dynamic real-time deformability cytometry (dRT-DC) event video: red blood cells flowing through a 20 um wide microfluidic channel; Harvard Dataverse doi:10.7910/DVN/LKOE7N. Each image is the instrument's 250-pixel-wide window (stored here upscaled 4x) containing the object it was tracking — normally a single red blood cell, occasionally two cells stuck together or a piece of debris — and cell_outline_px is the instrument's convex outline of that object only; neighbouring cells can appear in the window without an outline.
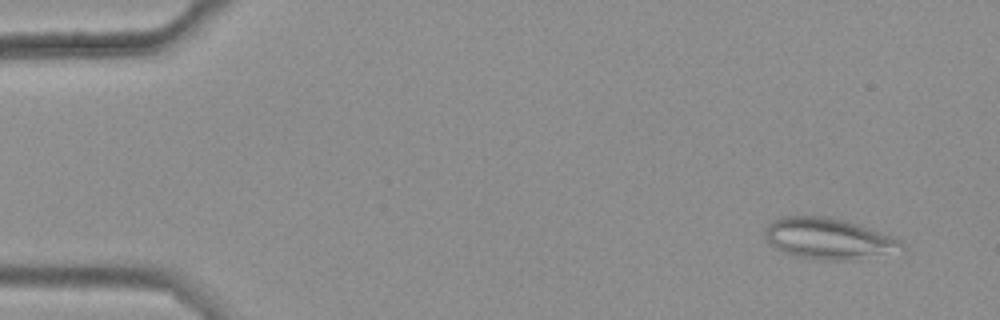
{"species": "common noctule bat (a hibernating species)", "species_latin": "Nyctalus noctula", "temperature_condition": "warm", "stored_images_in_passage": 46, "camera_frame_rate_fps": 3000, "um_per_image_px": 0.085, "animal": {"sex": "female", "body_mass_g": 25.1}, "frame": {"image": 1, "passage_image": 2, "time_ms": 0.333, "image_size_px": [1000, 320], "cell_outline_px": [[904, 252], [852, 260], [824, 260], [800, 256], [776, 248], [764, 236], [764, 228], [772, 220], [780, 216], [820, 216], [840, 220], [856, 224], [892, 236], [900, 240], [904, 244]], "centroid_in_image_um": [70.47, 20.29], "position_along_channel_um": 14.5, "area_um2": 32.48}}
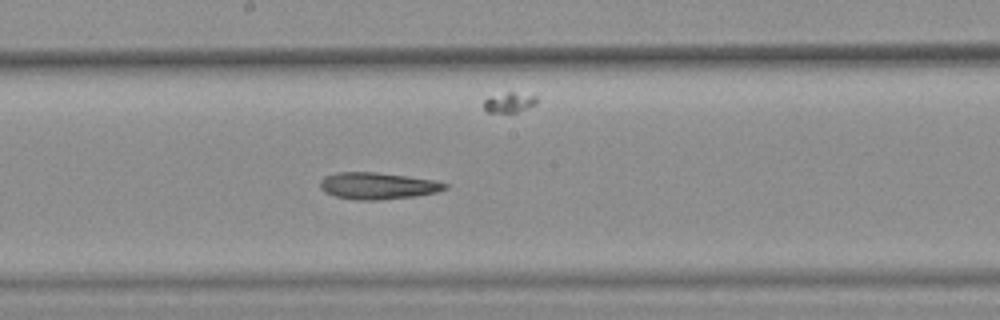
{"frame": {"image": 2, "passage_image": 28, "time_ms": 9.0, "image_size_px": [1000, 320], "cell_outline_px": [[448, 188], [436, 192], [416, 196], [380, 200], [356, 200], [336, 196], [324, 192], [320, 188], [320, 180], [324, 176], [336, 172], [376, 172], [408, 176], [432, 180], [448, 184]], "centroid_in_image_um": [32.07, 15.79], "position_along_channel_um": 216.1, "area_um2": 19.54}}
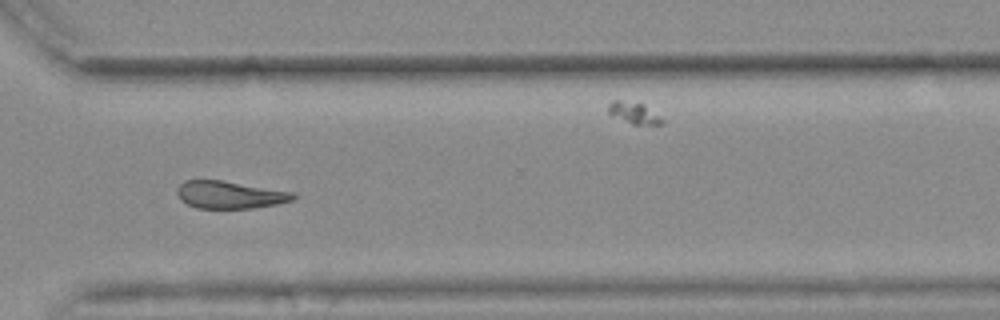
{"frame": {"image": 3, "passage_image": 39, "time_ms": 12.667, "image_size_px": [1000, 320], "cell_outline_px": [[296, 196], [292, 200], [276, 204], [252, 208], [196, 208], [180, 200], [176, 192], [176, 188], [184, 180], [224, 180], [292, 192]], "centroid_in_image_um": [19.48, 16.55], "position_along_channel_um": 351.1, "area_um2": 18.55}, "authors_computed_cell_mechanics": {"area_um2": 20.0566, "velocity_mm_per_s": 3.6722, "shape_relaxation_time_tau1_ms": null, "shape_relaxation_time_tau2_ms": 8.3594, "deformation_change_tau1": null, "deformation_change_tau2": 0.1921}}